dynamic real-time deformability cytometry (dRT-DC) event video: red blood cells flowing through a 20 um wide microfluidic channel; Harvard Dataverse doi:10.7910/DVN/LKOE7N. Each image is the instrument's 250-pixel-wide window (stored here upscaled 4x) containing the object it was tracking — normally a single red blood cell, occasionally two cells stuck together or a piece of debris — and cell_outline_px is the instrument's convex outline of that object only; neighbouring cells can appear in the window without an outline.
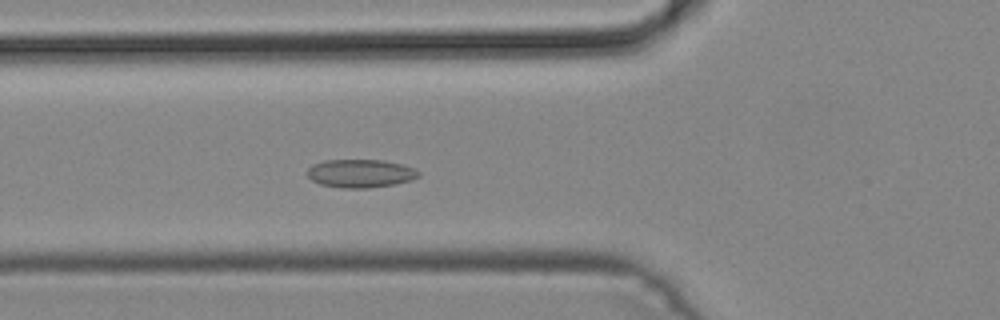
{"species": "common noctule bat (a hibernating species)", "species_latin": "Nyctalus noctula", "temperature_condition": "cold", "stored_images_in_passage": 37, "camera_frame_rate_fps": 3000, "um_per_image_px": 0.085, "animal": {"sex": "male", "body_mass_g": 19.2, "forearm_length_mm": 51.8}, "frame": {"image": 1, "passage_image": 18, "time_ms": 5.667, "image_size_px": [1000, 320], "cell_outline_px": [[420, 176], [396, 184], [368, 188], [340, 188], [320, 184], [312, 180], [308, 176], [308, 168], [312, 164], [324, 160], [384, 160], [416, 168], [420, 172]], "centroid_in_image_um": [30.64, 14.74], "position_along_channel_um": 95.2, "area_um2": 18.38}}
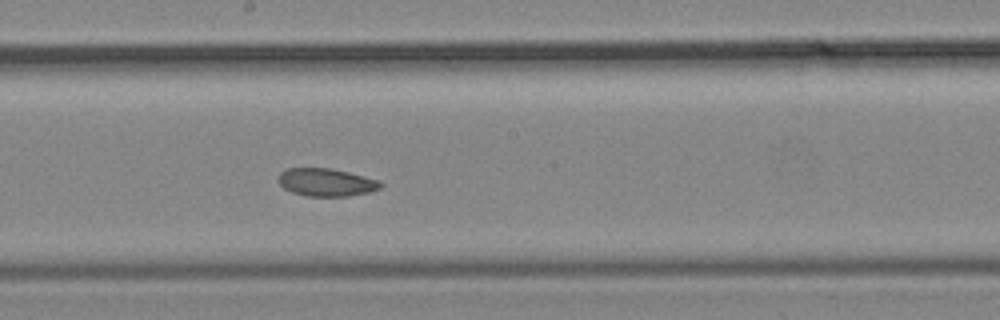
{"frame": {"image": 2, "passage_image": 27, "time_ms": 8.667, "image_size_px": [1000, 320], "cell_outline_px": [[384, 184], [380, 188], [368, 192], [348, 196], [308, 196], [292, 192], [284, 188], [280, 184], [280, 172], [288, 168], [332, 168], [380, 180]], "centroid_in_image_um": [27.76, 15.49], "position_along_channel_um": 220.4, "area_um2": 16.47}}
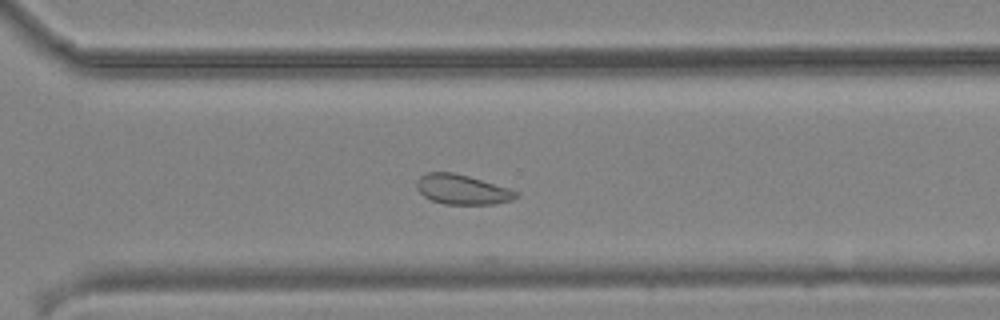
{"frame": {"image": 3, "passage_image": 35, "time_ms": 11.333, "image_size_px": [1000, 320], "cell_outline_px": [[520, 196], [512, 200], [496, 204], [444, 204], [432, 200], [424, 196], [416, 188], [416, 180], [420, 176], [428, 172], [452, 172], [468, 176], [508, 188], [520, 192]], "centroid_in_image_um": [39.29, 16.11], "position_along_channel_um": 331.3, "area_um2": 17.28}}